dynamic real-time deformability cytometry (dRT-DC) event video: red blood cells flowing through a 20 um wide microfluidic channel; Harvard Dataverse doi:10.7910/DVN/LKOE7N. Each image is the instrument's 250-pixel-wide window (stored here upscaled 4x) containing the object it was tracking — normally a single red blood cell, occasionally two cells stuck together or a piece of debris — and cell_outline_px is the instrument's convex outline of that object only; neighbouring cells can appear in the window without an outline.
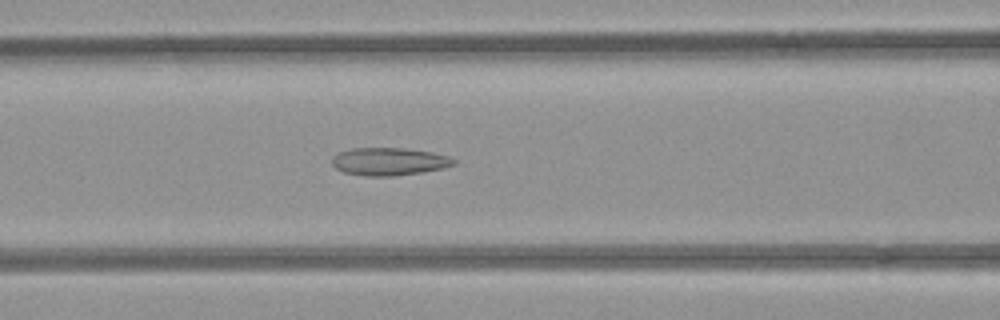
{"species": "common noctule bat (a hibernating species)", "species_latin": "Nyctalus noctula", "temperature_condition": "room temperature", "stored_images_in_passage": 53, "camera_frame_rate_fps": 3000, "um_per_image_px": 0.085, "animal": {"sex": "female", "body_mass_g": 21.9}, "frame": {"image": 1, "passage_image": 22, "time_ms": 7.0, "image_size_px": [1000, 320], "cell_outline_px": [[456, 164], [444, 168], [424, 172], [392, 176], [364, 176], [344, 172], [336, 168], [332, 164], [332, 156], [340, 152], [352, 148], [404, 148], [432, 152], [452, 156], [456, 160]], "centroid_in_image_um": [33.12, 13.73], "position_along_channel_um": 133.5, "area_um2": 19.88}}
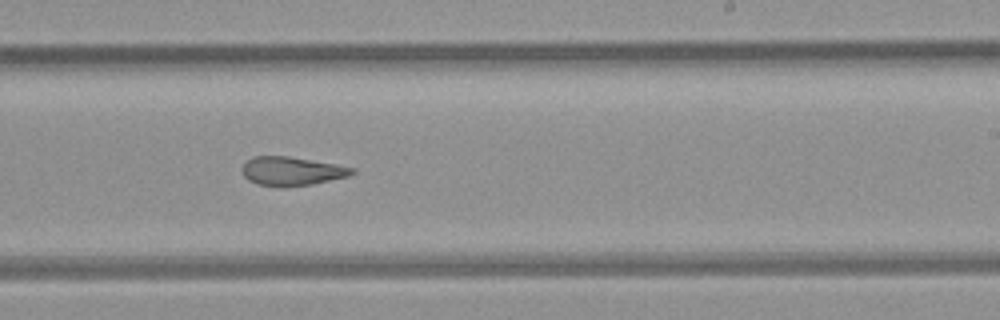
{"frame": {"image": 2, "passage_image": 32, "time_ms": 10.333, "image_size_px": [1000, 320], "cell_outline_px": [[356, 172], [348, 176], [312, 184], [284, 188], [256, 184], [248, 180], [244, 176], [240, 168], [252, 156], [288, 156], [336, 164], [356, 168]], "centroid_in_image_um": [24.78, 14.56], "position_along_channel_um": 264.2, "area_um2": 18.67}}
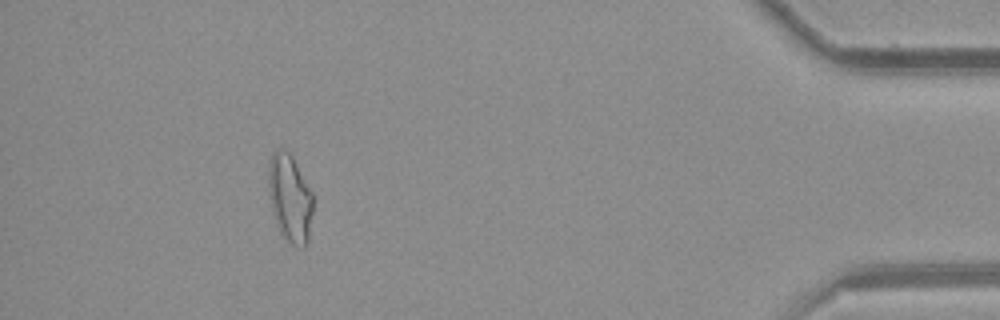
{"frame": {"image": 3, "passage_image": 48, "time_ms": 15.667, "image_size_px": [1000, 320], "cell_outline_px": [[312, 212], [308, 240], [304, 248], [300, 248], [292, 244], [280, 232], [276, 224], [272, 212], [268, 184], [268, 164], [272, 152], [280, 144], [292, 156], [312, 192]], "centroid_in_image_um": [24.62, 16.79], "position_along_channel_um": 410.6, "area_um2": 22.95}, "authors_computed_cell_mechanics": {"area_um2": 20.9236, "velocity_mm_per_s": 3.9271, "shape_relaxation_time_tau1_ms": null, "shape_relaxation_time_tau2_ms": 3.1984, "deformation_change_tau1": null, "deformation_change_tau2": 0.1132}}